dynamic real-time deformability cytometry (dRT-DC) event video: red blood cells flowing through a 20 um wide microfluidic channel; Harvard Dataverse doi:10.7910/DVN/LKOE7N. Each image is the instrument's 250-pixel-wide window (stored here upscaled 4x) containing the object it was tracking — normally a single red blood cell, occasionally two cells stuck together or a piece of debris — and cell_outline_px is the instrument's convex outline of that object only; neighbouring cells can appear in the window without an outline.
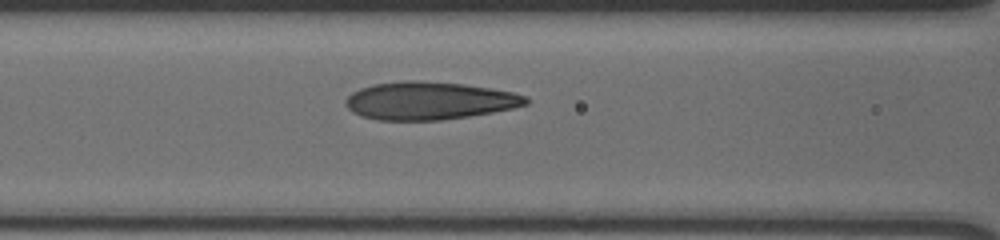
{"species": "human", "species_latin": "Homo sapiens", "temperature_condition": "cold", "stored_images_in_passage": 19, "camera_frame_rate_fps": 3000, "um_per_image_px": 0.085, "donor": {"sex": "male"}, "frame": {"image": 1, "passage_image": 14, "time_ms": 4.333, "image_size_px": [1000, 240], "cell_outline_px": [[528, 104], [512, 108], [492, 112], [468, 116], [440, 120], [376, 120], [360, 116], [352, 112], [344, 104], [344, 100], [352, 92], [360, 88], [372, 84], [404, 80], [420, 80], [464, 84], [492, 88], [512, 92], [528, 96]], "centroid_in_image_um": [36.45, 8.55], "position_along_channel_um": 130.2, "area_um2": 40.0}}